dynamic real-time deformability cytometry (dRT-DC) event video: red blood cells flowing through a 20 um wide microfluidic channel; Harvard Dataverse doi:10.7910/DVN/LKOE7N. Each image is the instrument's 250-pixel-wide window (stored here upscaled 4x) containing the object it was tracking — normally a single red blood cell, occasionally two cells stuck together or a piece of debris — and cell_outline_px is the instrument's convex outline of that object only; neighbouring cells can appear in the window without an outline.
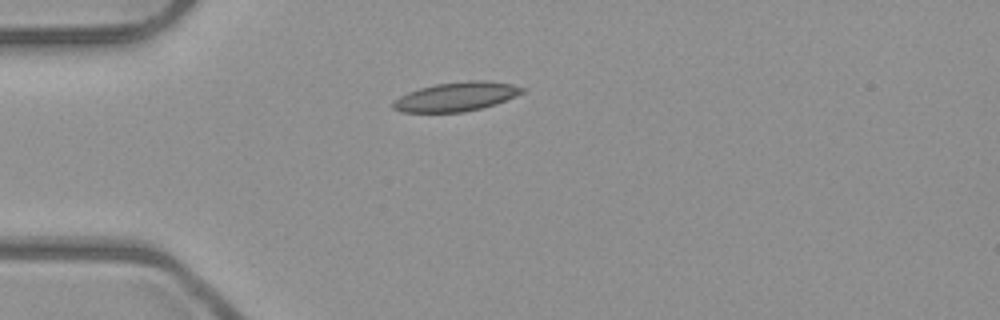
{"species": "common noctule bat (a hibernating species)", "species_latin": "Nyctalus noctula", "temperature_condition": "room temperature", "stored_images_in_passage": 39, "camera_frame_rate_fps": 3000, "um_per_image_px": 0.085, "animal": {"sex": "male", "body_mass_g": 23.1, "forearm_length_mm": 52.7}, "frame": {"image": 1, "passage_image": 1, "time_ms": 0.0, "image_size_px": [1000, 320], "cell_outline_px": [[524, 92], [496, 104], [464, 112], [404, 112], [392, 108], [392, 104], [400, 96], [408, 92], [420, 88], [436, 84], [468, 80], [484, 80], [512, 84], [524, 88]], "centroid_in_image_um": [38.79, 8.21], "position_along_channel_um": 46.2, "area_um2": 21.68}}
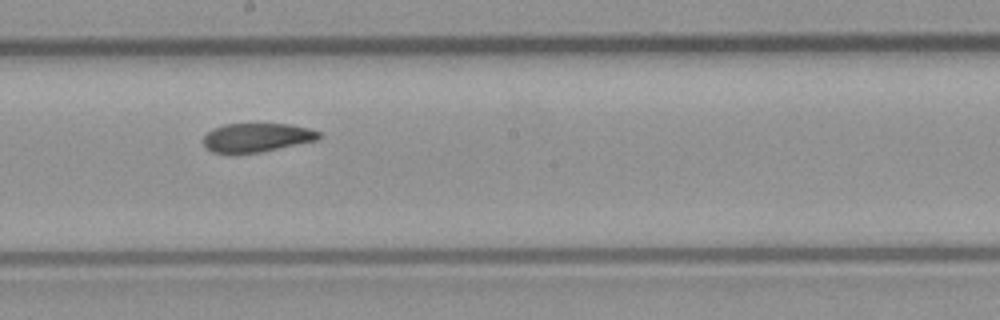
{"frame": {"image": 2, "passage_image": 16, "time_ms": 5.0, "image_size_px": [1000, 320], "cell_outline_px": [[320, 140], [260, 152], [212, 152], [204, 148], [204, 136], [212, 128], [224, 124], [288, 124], [308, 128], [320, 132]], "centroid_in_image_um": [21.84, 11.68], "position_along_channel_um": 226.4, "area_um2": 19.31}}
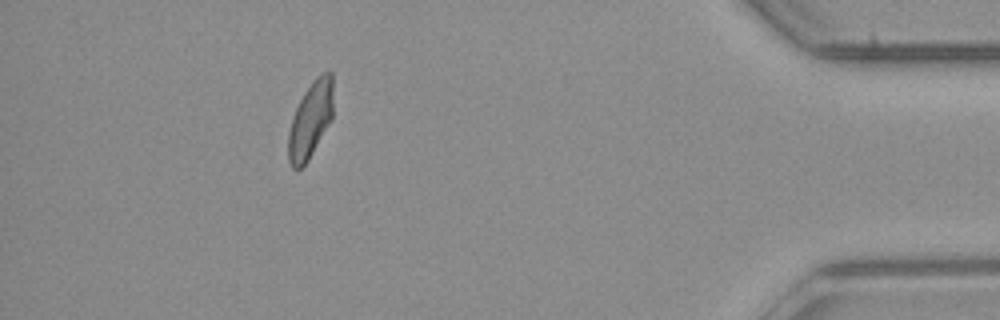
{"frame": {"image": 3, "passage_image": 34, "time_ms": 11.0, "image_size_px": [1000, 320], "cell_outline_px": [[332, 116], [308, 160], [296, 172], [292, 168], [288, 160], [288, 132], [292, 116], [304, 92], [312, 80], [316, 76], [324, 72], [332, 72]], "centroid_in_image_um": [26.35, 10.19], "position_along_channel_um": 408.8, "area_um2": 19.71}, "authors_computed_cell_mechanics": {"area_um2": 20.5768, "velocity_mm_per_s": 3.9669, "shape_relaxation_time_tau1_ms": null, "shape_relaxation_time_tau2_ms": 3.8245, "deformation_change_tau1": null, "deformation_change_tau2": 0.0875}}